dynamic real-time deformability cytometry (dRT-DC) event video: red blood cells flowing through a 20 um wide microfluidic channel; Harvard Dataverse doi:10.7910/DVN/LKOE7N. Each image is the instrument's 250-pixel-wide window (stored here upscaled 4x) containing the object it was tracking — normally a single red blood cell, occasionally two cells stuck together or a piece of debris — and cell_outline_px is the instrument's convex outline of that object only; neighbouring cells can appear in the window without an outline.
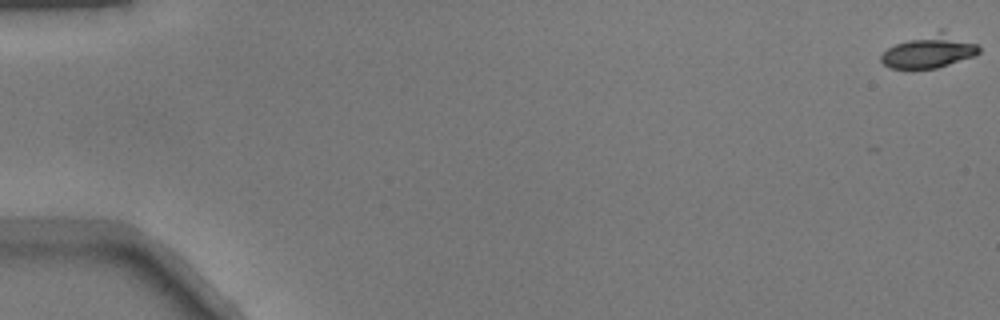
{"species": "common noctule bat (a hibernating species)", "species_latin": "Nyctalus noctula", "temperature_condition": "warm", "stored_images_in_passage": 22, "camera_frame_rate_fps": 3000, "um_per_image_px": 0.085, "animal": {"sex": "male", "body_mass_g": 17.9}, "frame": {"image": 1, "passage_image": 1, "time_ms": 0.0, "image_size_px": [1000, 320], "cell_outline_px": [[980, 52], [976, 56], [936, 68], [888, 68], [880, 60], [880, 56], [888, 48], [896, 44], [940, 28], [976, 44], [980, 48]], "centroid_in_image_um": [79.01, 4.34], "position_along_channel_um": 6.0, "area_um2": 18.96}}